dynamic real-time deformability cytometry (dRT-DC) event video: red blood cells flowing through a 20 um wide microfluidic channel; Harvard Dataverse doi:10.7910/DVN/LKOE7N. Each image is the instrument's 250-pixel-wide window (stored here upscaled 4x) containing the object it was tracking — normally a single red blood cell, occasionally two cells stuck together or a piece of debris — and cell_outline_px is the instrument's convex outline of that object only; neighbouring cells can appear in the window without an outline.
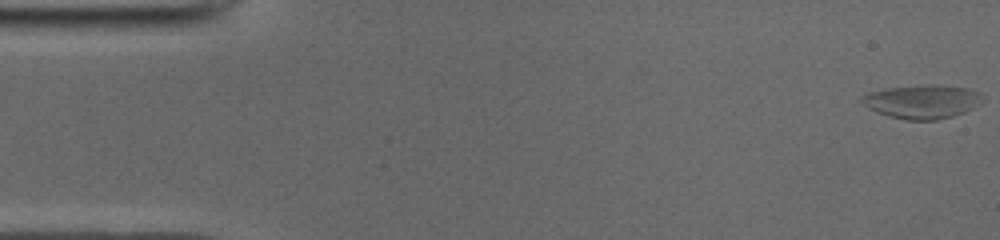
{"species": "common noctule bat (a hibernating species)", "species_latin": "Nyctalus noctula", "temperature_condition": "cold", "stored_images_in_passage": 50, "camera_frame_rate_fps": 3000, "um_per_image_px": 0.085, "animal": {"sex": "male", "body_mass_g": 19.0, "forearm_length_mm": 50.8}, "frame": {"image": 1, "passage_image": 1, "time_ms": 0.0, "image_size_px": [1000, 240], "cell_outline_px": [[980, 104], [964, 112], [952, 116], [936, 120], [908, 120], [888, 116], [860, 104], [860, 96], [868, 92], [888, 88], [920, 84], [940, 84], [968, 88], [980, 92]], "centroid_in_image_um": [78.35, 8.62], "position_along_channel_um": 6.7, "area_um2": 23.93}}
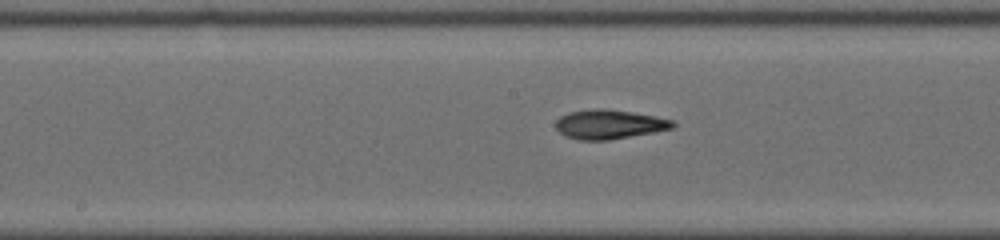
{"frame": {"image": 2, "passage_image": 25, "time_ms": 8.0, "image_size_px": [1000, 240], "cell_outline_px": [[676, 124], [672, 128], [652, 132], [608, 140], [580, 140], [568, 136], [560, 132], [556, 128], [556, 120], [560, 116], [568, 112], [592, 108], [608, 108], [656, 116], [672, 120]], "centroid_in_image_um": [51.76, 10.54], "position_along_channel_um": 196.4, "area_um2": 19.88}}
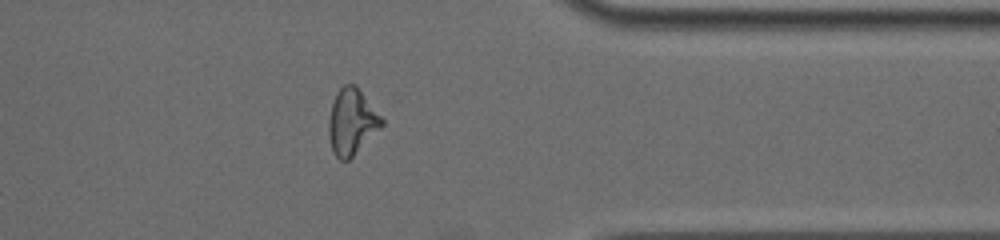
{"frame": {"image": 3, "passage_image": 40, "time_ms": 13.0, "image_size_px": [1000, 240], "cell_outline_px": [[384, 124], [348, 160], [340, 160], [336, 156], [332, 148], [328, 132], [328, 120], [332, 104], [336, 92], [344, 84], [356, 84], [384, 120]], "centroid_in_image_um": [29.89, 10.31], "position_along_channel_um": 381.5, "area_um2": 20.11}, "authors_computed_cell_mechanics": {"area_um2": 19.9988, "velocity_mm_per_s": 3.9664, "shape_relaxation_time_tau1_ms": null, "shape_relaxation_time_tau2_ms": 3.7098, "deformation_change_tau1": null, "deformation_change_tau2": 0.138}}